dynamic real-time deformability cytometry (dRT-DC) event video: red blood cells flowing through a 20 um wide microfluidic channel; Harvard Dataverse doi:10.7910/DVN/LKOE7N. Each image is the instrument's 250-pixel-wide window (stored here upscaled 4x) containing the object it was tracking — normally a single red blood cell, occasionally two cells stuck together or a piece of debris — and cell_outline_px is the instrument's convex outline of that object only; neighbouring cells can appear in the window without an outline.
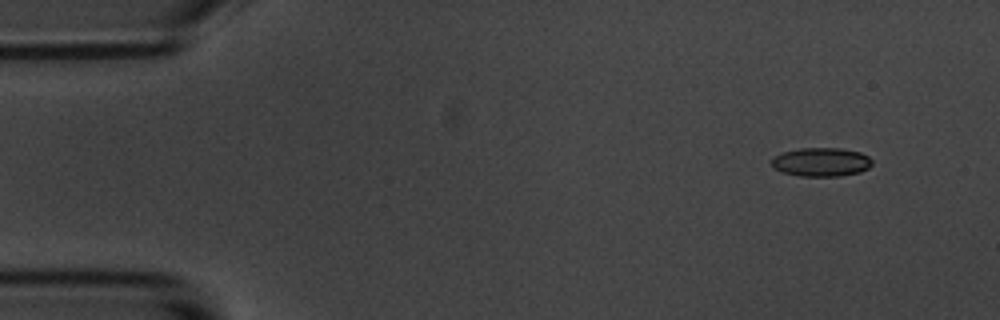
{"species": "common noctule bat (a hibernating species)", "species_latin": "Nyctalus noctula", "temperature_condition": "room temperature", "stored_images_in_passage": 14, "camera_frame_rate_fps": 3000, "um_per_image_px": 0.085, "animal": {"sex": "male", "body_mass_g": 20.1, "forearm_length_mm": 53.5}, "frame": {"image": 1, "passage_image": 1, "time_ms": 0.0, "image_size_px": [1000, 320], "cell_outline_px": [[872, 164], [868, 168], [860, 172], [840, 176], [800, 176], [780, 172], [772, 164], [772, 156], [784, 152], [800, 148], [840, 148], [860, 152], [868, 156], [872, 160]], "centroid_in_image_um": [69.81, 13.77], "position_along_channel_um": 15.2, "area_um2": 16.88}}
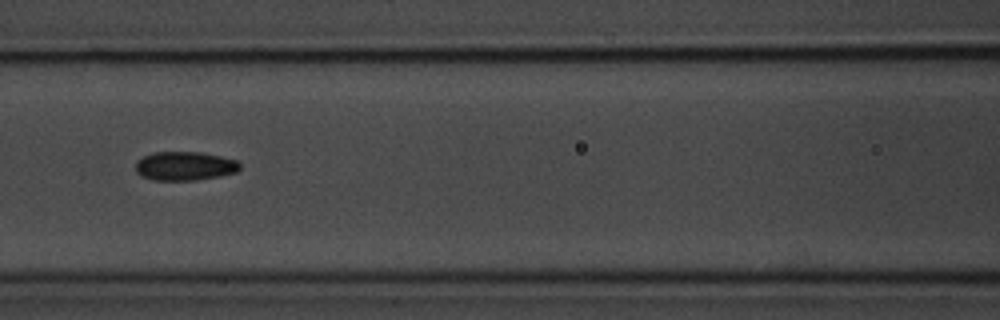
{"frame": {"image": 2, "passage_image": 6, "time_ms": 6.667, "image_size_px": [1000, 320], "cell_outline_px": [[240, 168], [236, 172], [220, 176], [196, 180], [152, 180], [140, 176], [136, 172], [136, 160], [152, 152], [200, 152], [220, 156], [236, 160], [240, 164]], "centroid_in_image_um": [15.67, 14.11], "position_along_channel_um": 150.9, "area_um2": 17.63}}
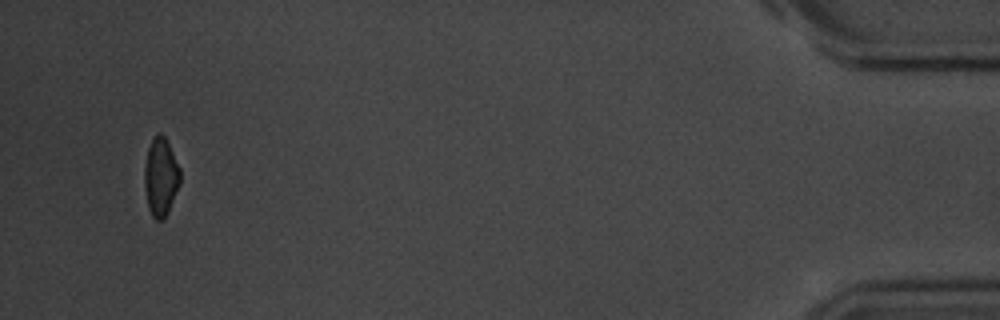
{"frame": {"image": 3, "passage_image": 14, "time_ms": 16.667, "image_size_px": [1000, 320], "cell_outline_px": [[180, 184], [168, 212], [164, 220], [156, 220], [152, 216], [148, 208], [144, 188], [144, 168], [148, 148], [156, 132], [160, 132], [164, 136], [180, 168]], "centroid_in_image_um": [13.65, 15.06], "position_along_channel_um": 421.5, "area_um2": 16.36}, "authors_computed_cell_mechanics": {"area_um2": 17.2533, "velocity_mm_per_s": 3.5056, "shape_relaxation_time_tau1_ms": 2.0781, "shape_relaxation_time_tau2_ms": null, "deformation_change_tau1": 0.064, "deformation_change_tau2": null}}